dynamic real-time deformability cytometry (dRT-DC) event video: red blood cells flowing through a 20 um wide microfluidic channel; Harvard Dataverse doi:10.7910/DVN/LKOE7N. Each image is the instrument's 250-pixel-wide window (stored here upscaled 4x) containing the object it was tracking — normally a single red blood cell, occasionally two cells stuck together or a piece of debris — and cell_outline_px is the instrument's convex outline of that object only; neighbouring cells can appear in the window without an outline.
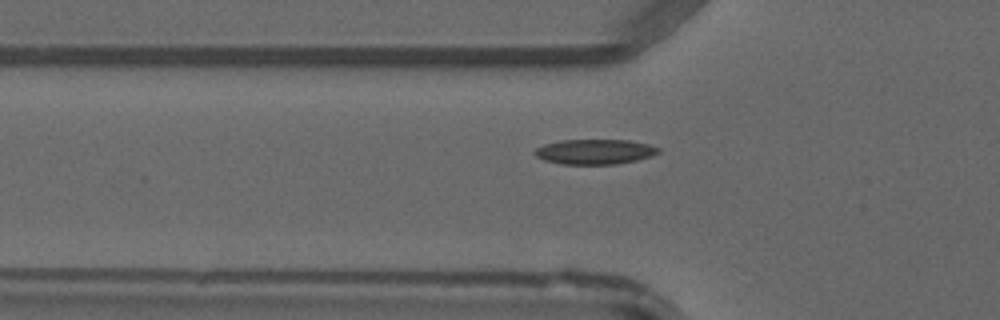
{"species": "common noctule bat (a hibernating species)", "species_latin": "Nyctalus noctula", "temperature_condition": "warm", "stored_images_in_passage": 45, "camera_frame_rate_fps": 3000, "um_per_image_px": 0.085, "animal": {"sex": "male", "forearm_length_mm": 52.5}, "frame": {"image": 1, "passage_image": 17, "time_ms": 5.333, "image_size_px": [1000, 320], "cell_outline_px": [[660, 152], [652, 156], [636, 160], [616, 164], [560, 164], [544, 160], [536, 156], [532, 152], [536, 148], [544, 144], [560, 140], [628, 140], [648, 144], [660, 148]], "centroid_in_image_um": [50.54, 12.89], "position_along_channel_um": 75.3, "area_um2": 18.09}}
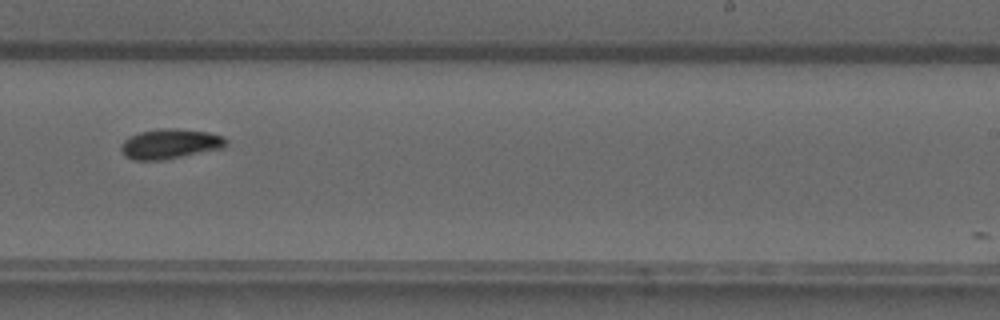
{"frame": {"image": 2, "passage_image": 31, "time_ms": 10.0, "image_size_px": [1000, 320], "cell_outline_px": [[228, 144], [220, 148], [164, 160], [132, 160], [124, 156], [120, 152], [120, 144], [128, 136], [140, 132], [160, 128], [176, 128], [208, 132], [224, 136], [228, 140]], "centroid_in_image_um": [14.4, 12.22], "position_along_channel_um": 274.6, "area_um2": 18.5}}
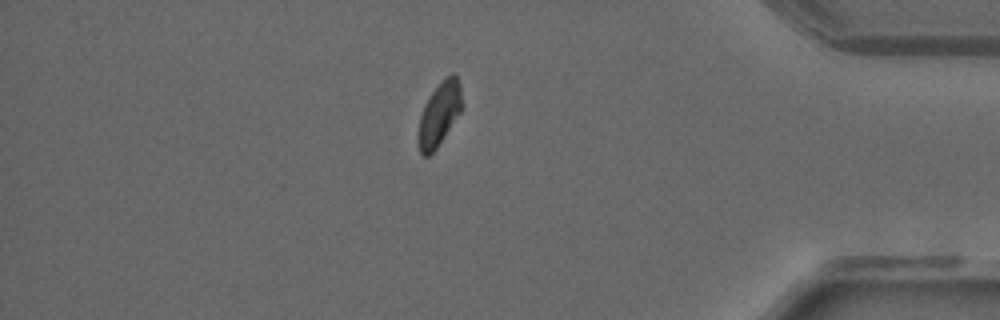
{"frame": {"image": 3, "passage_image": 42, "time_ms": 13.667, "image_size_px": [1000, 320], "cell_outline_px": [[464, 104], [460, 112], [436, 148], [428, 156], [424, 156], [420, 152], [416, 144], [416, 136], [420, 116], [424, 104], [428, 96], [444, 76], [452, 72], [456, 76], [460, 84]], "centroid_in_image_um": [37.32, 9.66], "position_along_channel_um": 397.9, "area_um2": 16.59}}